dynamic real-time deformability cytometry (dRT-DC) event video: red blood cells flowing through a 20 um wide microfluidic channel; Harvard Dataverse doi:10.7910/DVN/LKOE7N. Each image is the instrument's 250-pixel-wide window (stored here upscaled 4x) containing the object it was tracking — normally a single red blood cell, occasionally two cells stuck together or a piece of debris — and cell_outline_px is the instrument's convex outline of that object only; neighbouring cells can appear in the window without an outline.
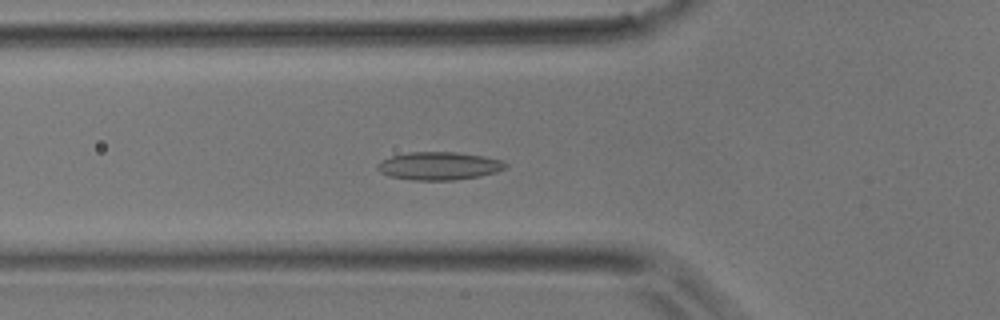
{"species": "common noctule bat (a hibernating species)", "species_latin": "Nyctalus noctula", "temperature_condition": "room temperature", "stored_images_in_passage": 45, "camera_frame_rate_fps": 3000, "um_per_image_px": 0.085, "animal": {"sex": "male", "body_mass_g": 17.9}, "frame": {"image": 1, "passage_image": 16, "time_ms": 5.0, "image_size_px": [1000, 320], "cell_outline_px": [[508, 164], [504, 168], [496, 172], [480, 176], [456, 180], [412, 180], [388, 176], [380, 172], [376, 168], [376, 164], [380, 160], [392, 156], [408, 152], [456, 152], [484, 156], [500, 160]], "centroid_in_image_um": [37.27, 14.1], "position_along_channel_um": 88.5, "area_um2": 20.98}}
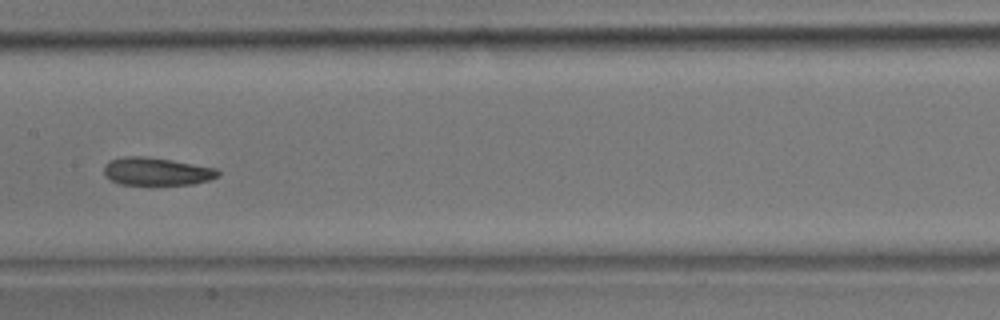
{"frame": {"image": 2, "passage_image": 23, "time_ms": 7.333, "image_size_px": [1000, 320], "cell_outline_px": [[220, 176], [208, 180], [192, 184], [148, 188], [120, 184], [104, 176], [104, 164], [112, 160], [124, 156], [144, 156], [172, 160], [216, 168], [220, 172]], "centroid_in_image_um": [13.3, 14.63], "position_along_channel_um": 194.1, "area_um2": 19.42}}
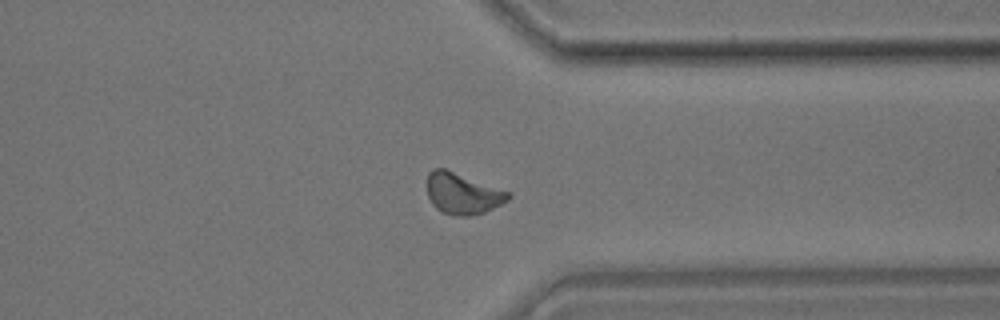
{"frame": {"image": 3, "passage_image": 35, "time_ms": 11.333, "image_size_px": [1000, 320], "cell_outline_px": [[512, 196], [508, 200], [484, 212], [468, 216], [456, 216], [444, 212], [436, 208], [432, 204], [428, 196], [428, 172], [432, 168], [444, 168], [512, 192]], "centroid_in_image_um": [39.34, 16.44], "position_along_channel_um": 372.1, "area_um2": 19.42}}